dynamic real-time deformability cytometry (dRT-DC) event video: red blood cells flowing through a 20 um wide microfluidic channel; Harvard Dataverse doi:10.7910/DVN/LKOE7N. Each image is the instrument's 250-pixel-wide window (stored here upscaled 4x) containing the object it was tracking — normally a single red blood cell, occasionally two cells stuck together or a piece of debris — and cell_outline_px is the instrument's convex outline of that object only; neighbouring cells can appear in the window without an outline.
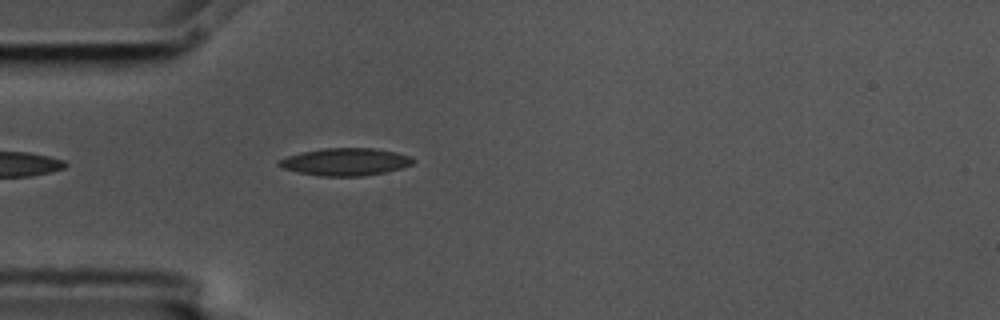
{"species": "common noctule bat (a hibernating species)", "species_latin": "Nyctalus noctula", "temperature_condition": "cold", "stored_images_in_passage": 1, "camera_frame_rate_fps": 3000, "um_per_image_px": 0.085, "animal": {"sex": "male", "body_mass_g": 17.5, "forearm_length_mm": 52.3}, "frame": {"image": 1, "passage_image": 1, "time_ms": 0.0, "image_size_px": [1000, 320], "cell_outline_px": [[416, 160], [412, 164], [400, 168], [384, 172], [364, 176], [320, 176], [300, 172], [284, 168], [276, 164], [280, 160], [288, 156], [300, 152], [324, 148], [376, 148], [396, 152], [412, 156]], "centroid_in_image_um": [29.4, 13.74], "position_along_channel_um": 55.6, "area_um2": 21.39}}